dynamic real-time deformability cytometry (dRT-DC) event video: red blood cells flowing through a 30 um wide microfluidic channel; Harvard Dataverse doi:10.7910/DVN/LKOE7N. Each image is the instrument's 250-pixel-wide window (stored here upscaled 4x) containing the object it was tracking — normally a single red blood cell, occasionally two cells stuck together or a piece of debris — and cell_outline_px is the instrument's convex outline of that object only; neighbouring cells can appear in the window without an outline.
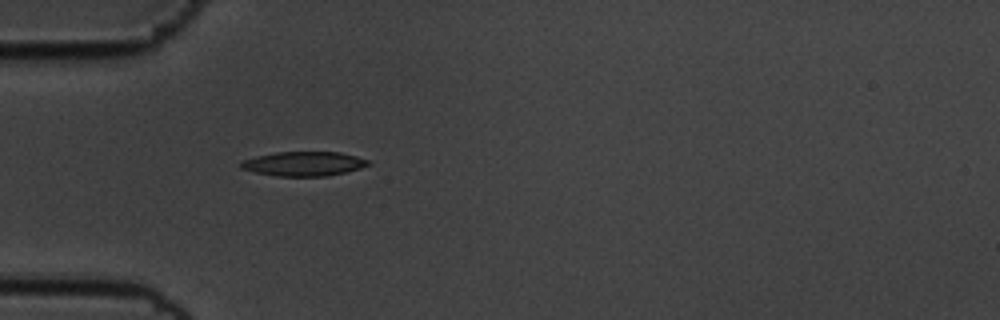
{"species": "common noctule bat (a hibernating species)", "species_latin": "Nyctalus noctula", "temperature_condition": "cold", "stored_images_in_passage": 38, "camera_frame_rate_fps": 3000, "um_per_image_px": 0.085, "animal": {"sex": "male", "body_mass_g": 19.5, "forearm_length_mm": 54.6}, "frame": {"image": 1, "passage_image": 1, "time_ms": 0.0, "image_size_px": [1000, 320], "cell_outline_px": [[372, 164], [360, 168], [328, 176], [276, 176], [256, 172], [240, 168], [240, 164], [244, 160], [256, 156], [276, 152], [340, 152], [356, 156], [368, 160]], "centroid_in_image_um": [25.84, 13.92], "position_along_channel_um": 59.2, "area_um2": 17.98}}
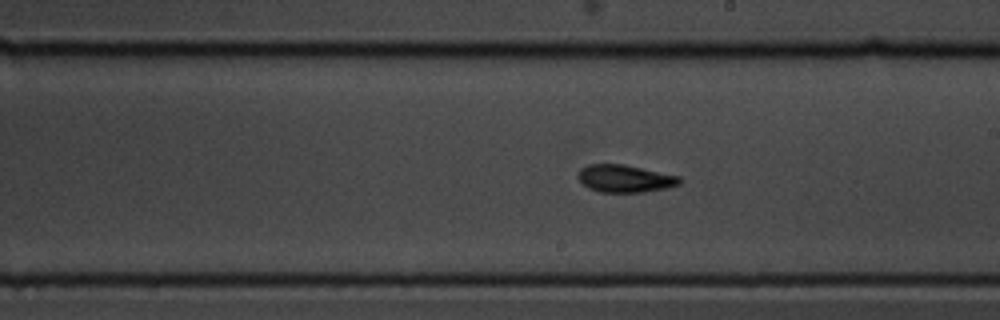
{"frame": {"image": 2, "passage_image": 13, "time_ms": 4.0, "image_size_px": [1000, 320], "cell_outline_px": [[680, 184], [668, 188], [644, 192], [600, 192], [588, 188], [580, 184], [576, 176], [580, 168], [588, 164], [624, 164], [680, 176]], "centroid_in_image_um": [53.07, 15.18], "position_along_channel_um": 235.9, "area_um2": 16.53}}
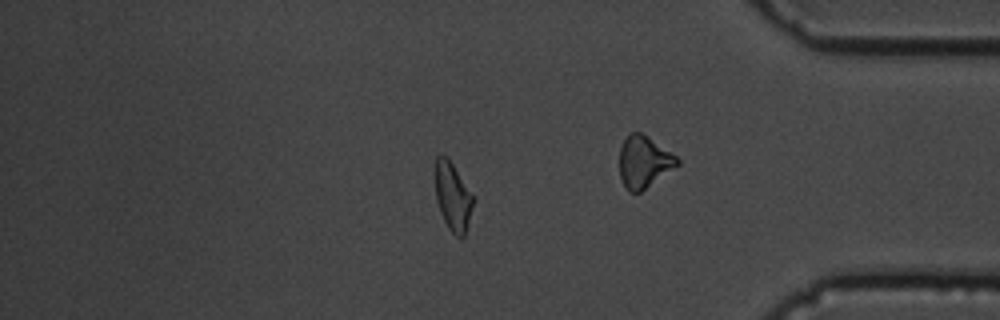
{"frame": {"image": 3, "passage_image": 29, "time_ms": 9.333, "image_size_px": [1000, 320], "cell_outline_px": [[476, 200], [464, 236], [460, 240], [448, 228], [440, 212], [436, 200], [436, 156], [440, 152], [448, 156]], "centroid_in_image_um": [38.51, 16.7], "position_along_channel_um": 396.7, "area_um2": 15.37}, "authors_computed_cell_mechanics": {"area_um2": 15.9239, "velocity_mm_per_s": 3.5346, "shape_relaxation_time_tau1_ms": 3.7168, "shape_relaxation_time_tau2_ms": 3.677, "deformation_change_tau1": 0.1234, "deformation_change_tau2": 0.071}}